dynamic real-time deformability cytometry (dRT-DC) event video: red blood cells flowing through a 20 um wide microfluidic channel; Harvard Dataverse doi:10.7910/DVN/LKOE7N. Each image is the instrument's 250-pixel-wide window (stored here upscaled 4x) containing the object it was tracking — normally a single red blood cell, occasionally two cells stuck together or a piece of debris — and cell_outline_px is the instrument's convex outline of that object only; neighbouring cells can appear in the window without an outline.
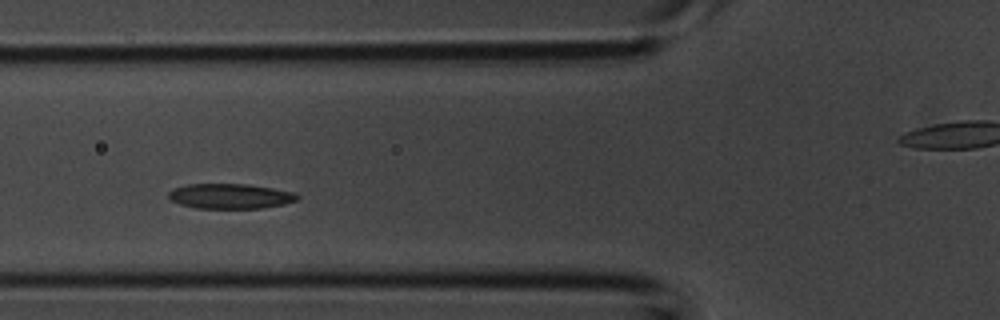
{"species": "common noctule bat (a hibernating species)", "species_latin": "Nyctalus noctula", "temperature_condition": "room temperature", "stored_images_in_passage": 4, "segment_of_instrument_passage": [1, 2], "camera_frame_rate_fps": 3000, "um_per_image_px": 0.085, "animal": {"sex": "male", "body_mass_g": 20.1, "forearm_length_mm": 53.5}, "frame": {"image": 1, "passage_image": 3, "time_ms": 0.667, "image_size_px": [1000, 320], "cell_outline_px": [[300, 196], [296, 200], [284, 204], [260, 208], [196, 208], [180, 204], [168, 200], [168, 192], [176, 188], [188, 184], [248, 184], [272, 188], [292, 192]], "centroid_in_image_um": [19.54, 16.67], "position_along_channel_um": 106.3, "area_um2": 18.67}}